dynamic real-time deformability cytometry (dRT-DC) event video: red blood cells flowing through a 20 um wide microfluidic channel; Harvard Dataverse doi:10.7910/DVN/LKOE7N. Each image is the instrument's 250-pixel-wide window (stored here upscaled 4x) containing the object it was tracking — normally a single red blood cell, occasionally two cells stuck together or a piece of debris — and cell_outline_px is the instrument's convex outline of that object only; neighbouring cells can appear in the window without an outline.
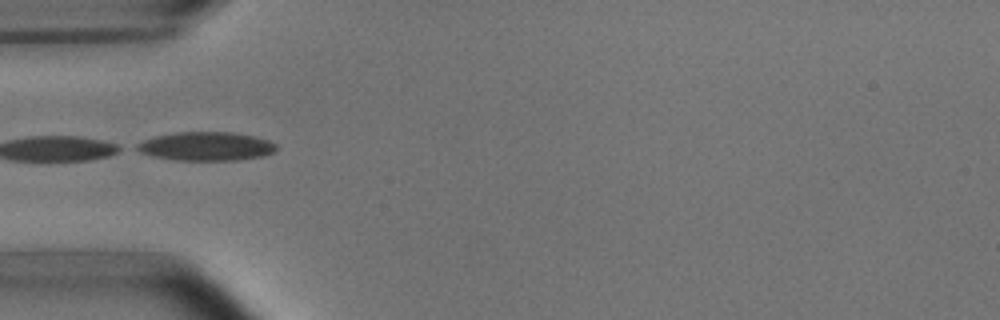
{"species": "common noctule bat (a hibernating species)", "species_latin": "Nyctalus noctula", "temperature_condition": "room temperature", "stored_images_in_passage": 5, "camera_frame_rate_fps": 3000, "um_per_image_px": 0.085, "animal": {"sex": "male", "body_mass_g": 15.6}, "frame": {"image": 1, "passage_image": 3, "time_ms": 2.333, "image_size_px": [1000, 320], "cell_outline_px": [[276, 152], [264, 156], [240, 160], [172, 160], [152, 156], [140, 152], [132, 148], [136, 144], [144, 140], [156, 136], [176, 132], [232, 132], [252, 136], [268, 140], [276, 144]], "centroid_in_image_um": [17.5, 12.44], "position_along_channel_um": 67.5, "area_um2": 23.52}}